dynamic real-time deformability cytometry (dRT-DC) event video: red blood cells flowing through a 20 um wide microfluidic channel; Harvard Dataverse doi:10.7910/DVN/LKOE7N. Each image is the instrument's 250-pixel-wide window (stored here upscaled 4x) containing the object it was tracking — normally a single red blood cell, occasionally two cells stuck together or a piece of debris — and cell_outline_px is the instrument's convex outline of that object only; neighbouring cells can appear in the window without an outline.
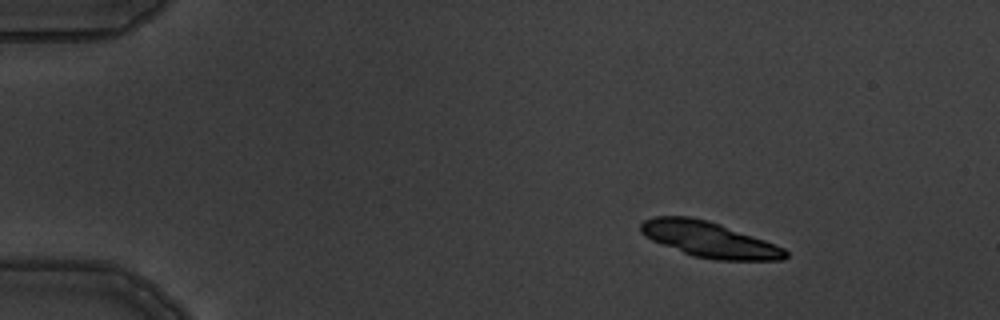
{"species": "common noctule bat (a hibernating species)", "species_latin": "Nyctalus noctula", "temperature_condition": "warm", "stored_images_in_passage": 3, "camera_frame_rate_fps": 3000, "um_per_image_px": 0.085, "animal": {"sex": "male", "body_mass_g": 19.5, "forearm_length_mm": 54.6}, "frame": {"image": 1, "passage_image": 2, "time_ms": 1.333, "image_size_px": [1000, 320], "cell_outline_px": [[788, 256], [784, 260], [716, 260], [692, 256], [652, 240], [644, 236], [640, 232], [640, 224], [644, 220], [652, 216], [688, 216], [708, 220], [720, 224], [764, 240], [784, 248], [788, 252]], "centroid_in_image_um": [60.26, 20.36], "position_along_channel_um": 24.7, "area_um2": 29.94}}